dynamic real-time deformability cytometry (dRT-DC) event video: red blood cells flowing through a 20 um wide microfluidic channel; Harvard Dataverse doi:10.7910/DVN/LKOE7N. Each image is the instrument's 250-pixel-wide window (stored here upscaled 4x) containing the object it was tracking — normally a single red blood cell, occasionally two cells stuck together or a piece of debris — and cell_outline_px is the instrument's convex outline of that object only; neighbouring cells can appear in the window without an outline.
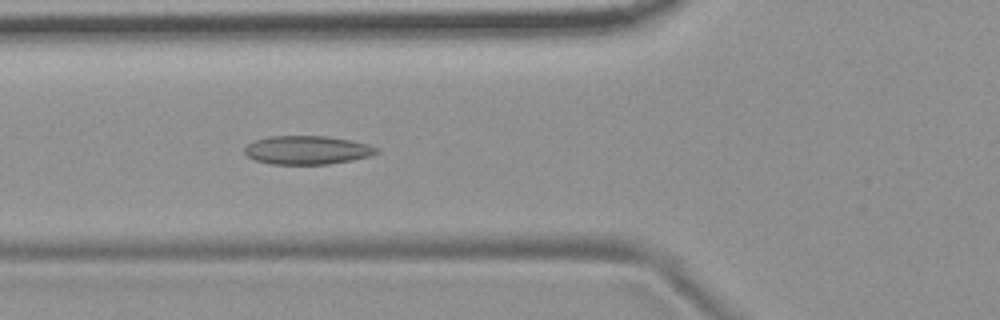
{"species": "common noctule bat (a hibernating species)", "species_latin": "Nyctalus noctula", "temperature_condition": "room temperature", "stored_images_in_passage": 42, "camera_frame_rate_fps": 3000, "um_per_image_px": 0.085, "animal": {"sex": "female", "body_mass_g": 19.9}, "frame": {"image": 1, "passage_image": 8, "time_ms": 2.333, "image_size_px": [1000, 320], "cell_outline_px": [[380, 152], [368, 156], [352, 160], [328, 164], [272, 164], [256, 160], [248, 156], [244, 152], [244, 148], [252, 140], [268, 136], [324, 136], [348, 140], [368, 144], [380, 148]], "centroid_in_image_um": [26.1, 12.75], "position_along_channel_um": 99.7, "area_um2": 21.96}}
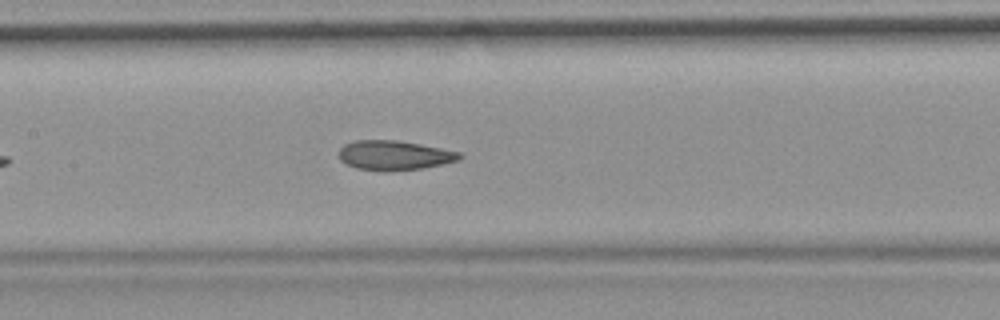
{"frame": {"image": 2, "passage_image": 14, "time_ms": 4.333, "image_size_px": [1000, 320], "cell_outline_px": [[464, 156], [460, 160], [424, 168], [388, 172], [384, 172], [356, 168], [340, 160], [340, 148], [344, 144], [356, 140], [396, 140], [420, 144], [460, 152]], "centroid_in_image_um": [33.53, 13.21], "position_along_channel_um": 173.9, "area_um2": 20.92}}
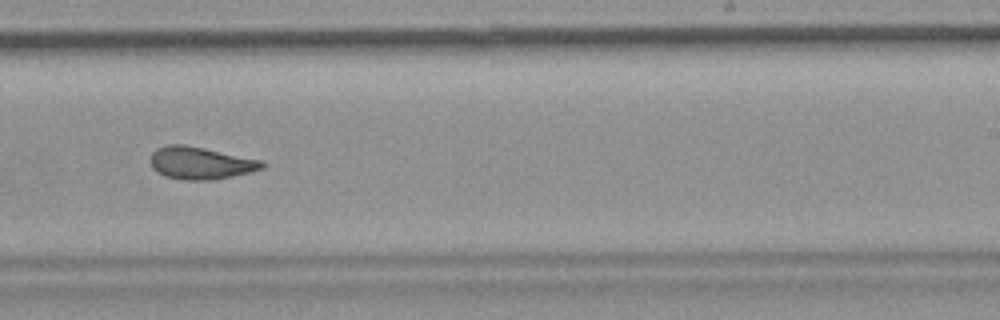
{"frame": {"image": 3, "passage_image": 22, "time_ms": 7.0, "image_size_px": [1000, 320], "cell_outline_px": [[264, 168], [232, 176], [212, 180], [184, 180], [164, 176], [156, 172], [152, 168], [152, 152], [156, 148], [168, 144], [184, 144], [264, 160]], "centroid_in_image_um": [17.04, 13.85], "position_along_channel_um": 272.0, "area_um2": 21.1}, "authors_computed_cell_mechanics": {"area_um2": 21.097, "velocity_mm_per_s": 3.7007, "shape_relaxation_time_tau1_ms": null, "shape_relaxation_time_tau2_ms": 2.246, "deformation_change_tau1": null, "deformation_change_tau2": 0.098}}